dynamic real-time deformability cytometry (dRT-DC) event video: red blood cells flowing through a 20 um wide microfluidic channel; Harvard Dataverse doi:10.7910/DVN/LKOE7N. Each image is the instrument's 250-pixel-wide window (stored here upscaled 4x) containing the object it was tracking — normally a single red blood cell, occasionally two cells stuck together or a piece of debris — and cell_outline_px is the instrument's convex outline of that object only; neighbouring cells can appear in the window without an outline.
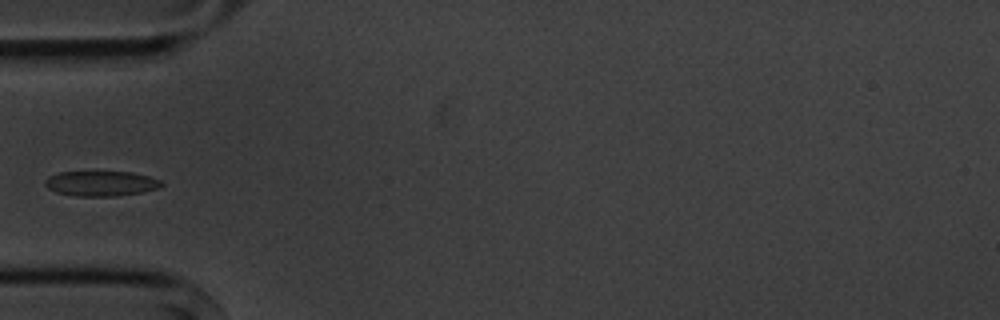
{"species": "common noctule bat (a hibernating species)", "species_latin": "Nyctalus noctula", "temperature_condition": "cold", "stored_images_in_passage": 4, "camera_frame_rate_fps": 3000, "um_per_image_px": 0.085, "animal": {"sex": "male", "body_mass_g": 20.1, "forearm_length_mm": 53.5}, "frame": {"image": 1, "passage_image": 4, "time_ms": 3.667, "image_size_px": [1000, 320], "cell_outline_px": [[164, 184], [156, 188], [140, 192], [116, 196], [76, 196], [56, 192], [48, 188], [44, 184], [44, 180], [48, 176], [60, 172], [132, 172], [148, 176], [160, 180]], "centroid_in_image_um": [8.54, 15.59], "position_along_channel_um": 76.5, "area_um2": 16.88}}